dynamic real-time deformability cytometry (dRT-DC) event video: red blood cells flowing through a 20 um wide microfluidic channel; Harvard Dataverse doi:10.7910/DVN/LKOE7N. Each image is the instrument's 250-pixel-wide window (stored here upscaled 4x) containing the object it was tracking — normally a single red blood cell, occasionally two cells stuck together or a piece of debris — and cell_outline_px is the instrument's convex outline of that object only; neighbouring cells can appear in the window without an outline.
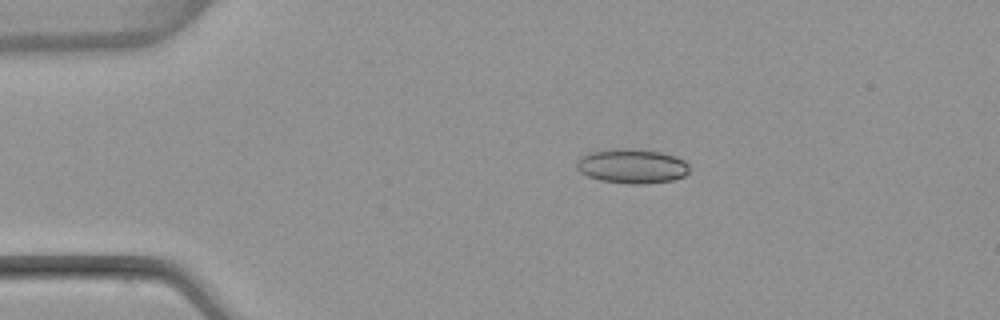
{"species": "common noctule bat (a hibernating species)", "species_latin": "Nyctalus noctula", "temperature_condition": "warm", "stored_images_in_passage": 51, "camera_frame_rate_fps": 3000, "um_per_image_px": 0.085, "animal": {"sex": "female", "body_mass_g": 22.7, "forearm_length_mm": 54.2}, "frame": {"image": 1, "passage_image": 10, "time_ms": 3.0, "image_size_px": [1000, 320], "cell_outline_px": [[688, 172], [684, 176], [672, 180], [644, 184], [628, 184], [600, 180], [588, 176], [580, 172], [576, 168], [576, 160], [580, 156], [588, 152], [616, 148], [632, 148], [660, 152], [676, 156], [684, 160], [688, 164]], "centroid_in_image_um": [53.68, 14.11], "position_along_channel_um": 31.3, "area_um2": 22.89}}
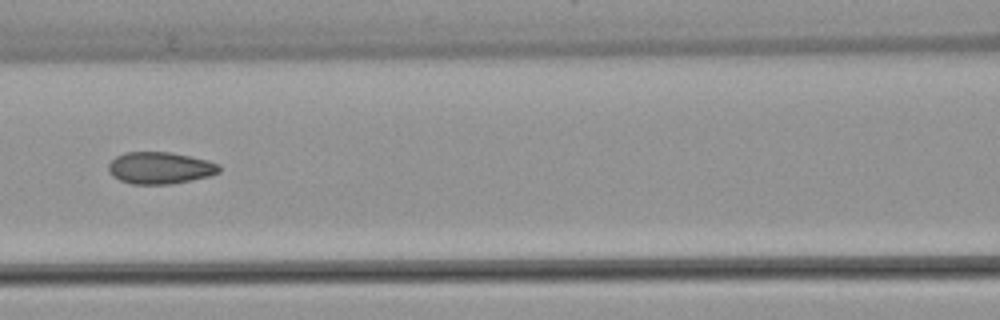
{"frame": {"image": 2, "passage_image": 23, "time_ms": 7.333, "image_size_px": [1000, 320], "cell_outline_px": [[220, 172], [208, 176], [192, 180], [172, 184], [132, 184], [120, 180], [112, 176], [108, 172], [108, 164], [116, 156], [124, 152], [172, 152], [192, 156], [208, 160], [220, 164]], "centroid_in_image_um": [13.61, 14.27], "position_along_channel_um": 153.0, "area_um2": 20.81}}
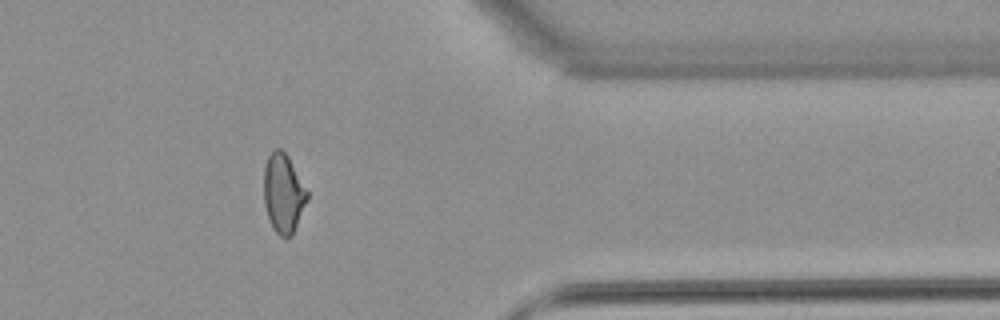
{"frame": {"image": 3, "passage_image": 42, "time_ms": 13.667, "image_size_px": [1000, 320], "cell_outline_px": [[308, 200], [292, 236], [280, 236], [272, 228], [268, 220], [264, 204], [264, 168], [268, 156], [276, 148], [280, 148], [288, 156], [308, 192]], "centroid_in_image_um": [24.08, 16.45], "position_along_channel_um": 387.3, "area_um2": 20.0}, "authors_computed_cell_mechanics": {"area_um2": 20.7502, "velocity_mm_per_s": 3.9693, "shape_relaxation_time_tau1_ms": null, "shape_relaxation_time_tau2_ms": 1.4967, "deformation_change_tau1": null, "deformation_change_tau2": 0.0771}}